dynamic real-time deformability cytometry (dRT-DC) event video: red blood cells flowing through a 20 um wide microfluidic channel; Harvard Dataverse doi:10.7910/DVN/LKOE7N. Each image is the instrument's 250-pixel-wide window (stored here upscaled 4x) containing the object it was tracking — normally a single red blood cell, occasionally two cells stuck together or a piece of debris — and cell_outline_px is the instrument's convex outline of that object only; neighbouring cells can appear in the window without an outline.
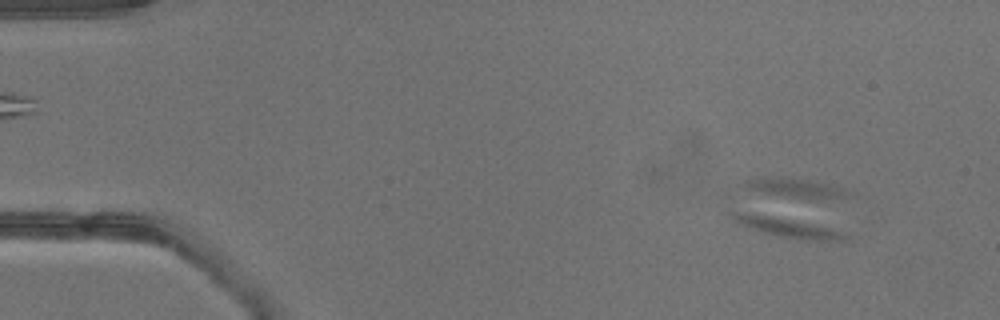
{"species": "common noctule bat (a hibernating species)", "species_latin": "Nyctalus noctula", "temperature_condition": "warm", "stored_images_in_passage": 42, "segment_of_instrument_passage": [1, 2], "camera_frame_rate_fps": 3000, "um_per_image_px": 0.085, "animal": {"sex": "male", "body_mass_g": 13.3}, "frame": {"image": 1, "passage_image": 4, "time_ms": 1.0, "image_size_px": [1000, 320], "cell_outline_px": [[848, 236], [836, 240], [800, 240], [776, 236], [764, 232], [744, 224], [736, 220], [728, 212], [720, 196], [724, 192], [840, 232]], "centroid_in_image_um": [65.98, 18.79], "position_along_channel_um": 19.0, "area_um2": 17.86}}